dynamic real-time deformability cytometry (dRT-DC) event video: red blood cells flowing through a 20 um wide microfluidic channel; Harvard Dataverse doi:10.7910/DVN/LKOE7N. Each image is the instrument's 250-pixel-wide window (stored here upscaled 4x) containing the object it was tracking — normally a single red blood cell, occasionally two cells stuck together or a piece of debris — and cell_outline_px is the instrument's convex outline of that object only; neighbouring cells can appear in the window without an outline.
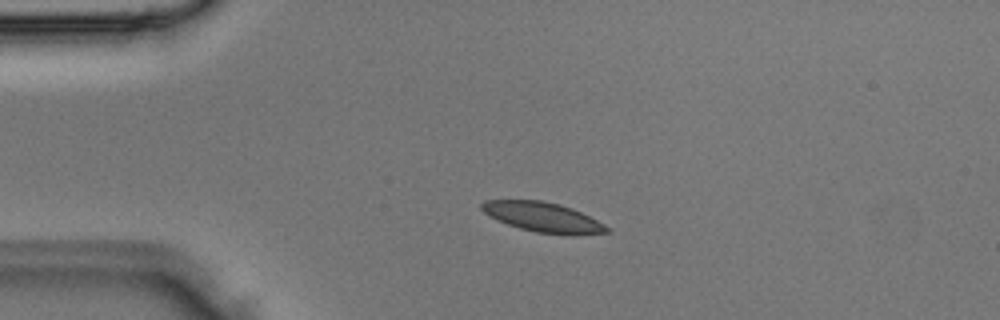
{"species": "Egyptian fruit bat (a non-hibernating species)", "species_latin": "Rousettus aegyptiacus", "temperature_condition": "room temperature", "stored_images_in_passage": 2, "camera_frame_rate_fps": 3000, "um_per_image_px": 0.085, "animal": {"sex": "male"}, "frame": {"image": 1, "passage_image": 1, "time_ms": 0.0, "image_size_px": [1000, 320], "cell_outline_px": [[612, 232], [536, 232], [520, 228], [508, 224], [484, 212], [480, 208], [480, 204], [484, 200], [540, 200], [560, 204], [572, 208], [604, 224]], "centroid_in_image_um": [46.05, 18.39], "position_along_channel_um": 39.0, "area_um2": 20.52}}